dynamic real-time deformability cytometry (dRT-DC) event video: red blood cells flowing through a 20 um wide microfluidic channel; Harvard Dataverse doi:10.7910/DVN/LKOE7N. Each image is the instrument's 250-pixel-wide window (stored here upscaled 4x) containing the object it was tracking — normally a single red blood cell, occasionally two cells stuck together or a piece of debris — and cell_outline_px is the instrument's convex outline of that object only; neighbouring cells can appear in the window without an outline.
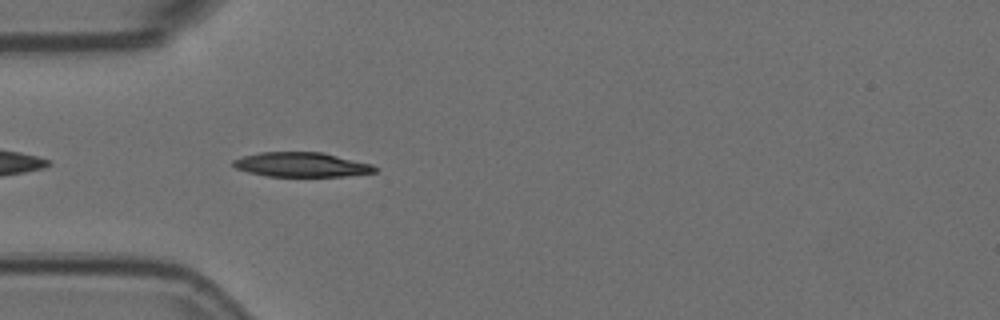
{"species": "Egyptian fruit bat (a non-hibernating species)", "species_latin": "Rousettus aegyptiacus", "temperature_condition": "room temperature", "stored_images_in_passage": 43, "camera_frame_rate_fps": 3000, "um_per_image_px": 0.085, "animal": {"sex": "female"}, "frame": {"image": 1, "passage_image": 3, "time_ms": 0.667, "image_size_px": [1000, 320], "cell_outline_px": [[376, 172], [344, 176], [268, 176], [248, 172], [236, 168], [232, 164], [232, 160], [244, 156], [260, 152], [320, 152], [372, 164], [376, 168]], "centroid_in_image_um": [25.6, 13.99], "position_along_channel_um": 59.4, "area_um2": 20.0}}
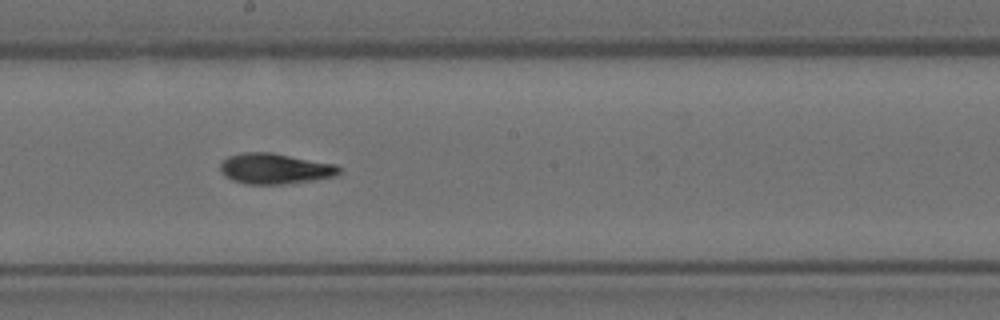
{"frame": {"image": 2, "passage_image": 17, "time_ms": 5.333, "image_size_px": [1000, 320], "cell_outline_px": [[340, 172], [336, 176], [312, 180], [284, 184], [248, 184], [232, 180], [220, 168], [220, 164], [228, 156], [244, 152], [272, 152], [336, 164], [340, 168]], "centroid_in_image_um": [23.4, 14.32], "position_along_channel_um": 224.8, "area_um2": 21.04}}
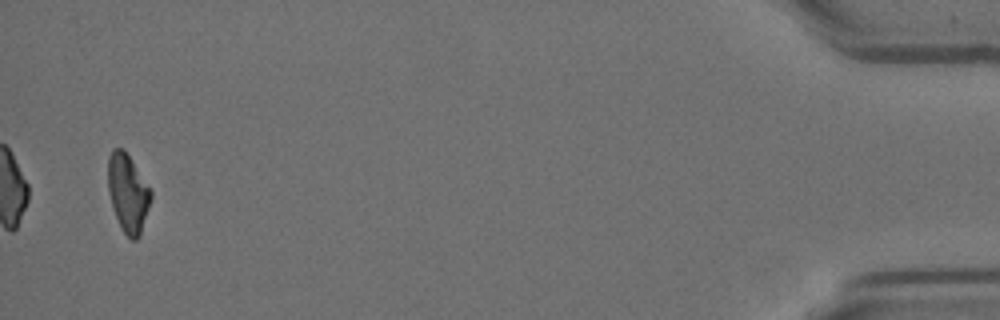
{"frame": {"image": 3, "passage_image": 41, "time_ms": 13.333, "image_size_px": [1000, 320], "cell_outline_px": [[152, 200], [140, 236], [136, 240], [132, 240], [120, 228], [108, 192], [108, 156], [112, 148], [124, 148], [152, 192]], "centroid_in_image_um": [10.88, 16.41], "position_along_channel_um": 424.3, "area_um2": 19.59}, "authors_computed_cell_mechanics": {"area_um2": 20.3456, "velocity_mm_per_s": 3.583, "shape_relaxation_time_tau1_ms": 5.6602, "shape_relaxation_time_tau2_ms": 2.3432, "deformation_change_tau1": 0.1904, "deformation_change_tau2": 0.0913}}